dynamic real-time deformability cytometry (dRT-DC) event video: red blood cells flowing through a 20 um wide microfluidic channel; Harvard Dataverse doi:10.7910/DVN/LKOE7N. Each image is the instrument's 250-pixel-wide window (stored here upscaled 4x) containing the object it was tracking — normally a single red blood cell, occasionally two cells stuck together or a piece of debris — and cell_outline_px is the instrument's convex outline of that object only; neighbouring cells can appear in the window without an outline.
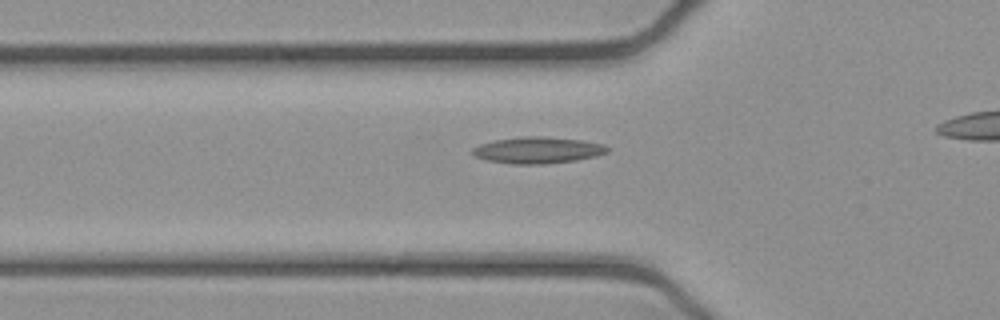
{"species": "common noctule bat (a hibernating species)", "species_latin": "Nyctalus noctula", "temperature_condition": "cold", "stored_images_in_passage": 36, "camera_frame_rate_fps": 3000, "um_per_image_px": 0.085, "animal": {"sex": "female", "body_mass_g": 21.9}, "frame": {"image": 1, "passage_image": 11, "time_ms": 3.333, "image_size_px": [1000, 320], "cell_outline_px": [[608, 152], [596, 156], [576, 160], [540, 164], [512, 164], [488, 160], [476, 156], [472, 152], [472, 148], [480, 144], [496, 140], [524, 136], [540, 136], [580, 140], [604, 144], [608, 148]], "centroid_in_image_um": [45.71, 12.76], "position_along_channel_um": 80.1, "area_um2": 20.52}}
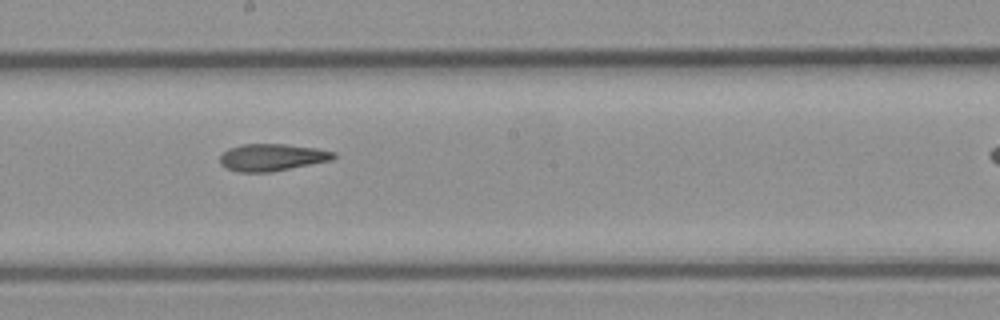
{"frame": {"image": 2, "passage_image": 22, "time_ms": 7.0, "image_size_px": [1000, 320], "cell_outline_px": [[336, 156], [332, 160], [272, 172], [236, 172], [220, 164], [220, 156], [228, 148], [244, 144], [288, 144], [316, 148], [336, 152]], "centroid_in_image_um": [23.13, 13.37], "position_along_channel_um": 225.1, "area_um2": 18.03}}
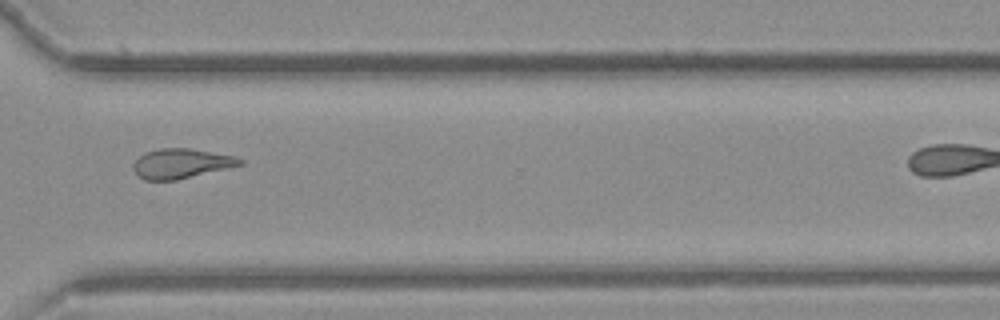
{"frame": {"image": 3, "passage_image": 32, "time_ms": 10.333, "image_size_px": [1000, 320], "cell_outline_px": [[244, 164], [228, 168], [176, 180], [144, 180], [136, 176], [132, 168], [132, 164], [140, 156], [148, 152], [160, 148], [188, 148], [236, 156], [244, 160]], "centroid_in_image_um": [15.39, 13.91], "position_along_channel_um": 355.2, "area_um2": 18.5}}